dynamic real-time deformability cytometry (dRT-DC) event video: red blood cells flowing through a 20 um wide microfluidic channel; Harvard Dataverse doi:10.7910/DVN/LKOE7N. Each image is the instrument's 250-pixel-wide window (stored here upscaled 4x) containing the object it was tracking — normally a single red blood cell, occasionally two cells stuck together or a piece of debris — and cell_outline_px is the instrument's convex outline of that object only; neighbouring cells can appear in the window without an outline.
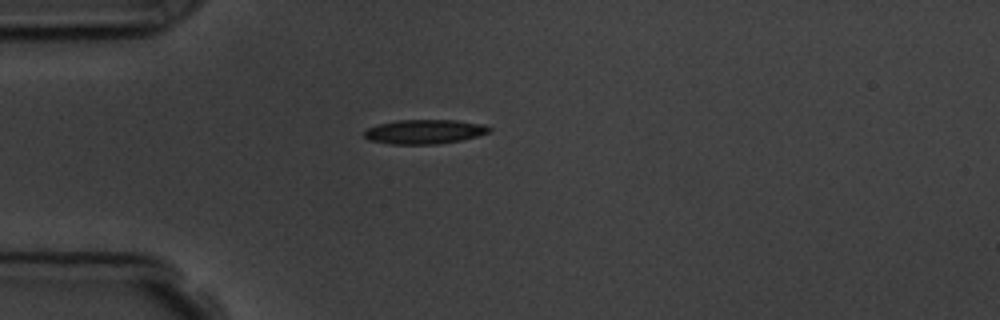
{"species": "common noctule bat (a hibernating species)", "species_latin": "Nyctalus noctula", "temperature_condition": "room temperature", "stored_images_in_passage": 1, "camera_frame_rate_fps": 3000, "um_per_image_px": 0.085, "animal": {"sex": "male", "body_mass_g": 19.5, "forearm_length_mm": 54.6}, "frame": {"image": 1, "passage_image": 1, "time_ms": 0.0, "image_size_px": [1000, 320], "cell_outline_px": [[492, 128], [488, 132], [476, 136], [460, 140], [436, 144], [392, 144], [368, 140], [364, 136], [364, 132], [368, 128], [380, 124], [400, 120], [456, 120], [484, 124]], "centroid_in_image_um": [36.08, 11.19], "position_along_channel_um": 48.9, "area_um2": 17.51}}